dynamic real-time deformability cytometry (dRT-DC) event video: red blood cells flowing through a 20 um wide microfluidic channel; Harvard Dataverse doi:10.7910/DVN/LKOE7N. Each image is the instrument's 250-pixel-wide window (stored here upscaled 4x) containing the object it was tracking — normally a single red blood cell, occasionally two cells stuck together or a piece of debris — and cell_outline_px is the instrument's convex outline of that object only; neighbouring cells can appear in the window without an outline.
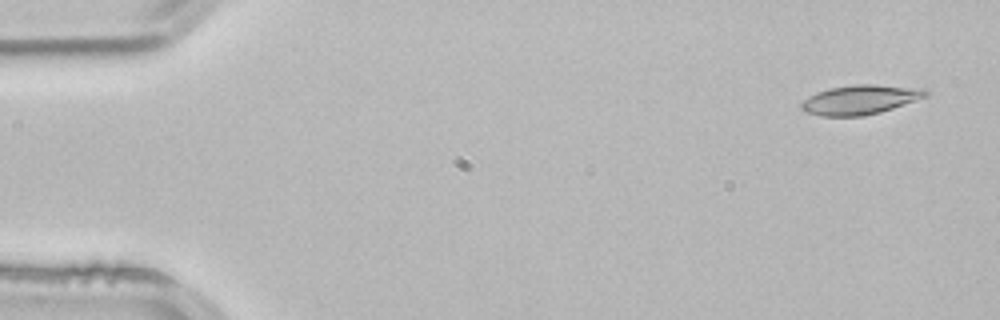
{"species": "common noctule bat (a hibernating species)", "species_latin": "Nyctalus noctula", "temperature_condition": "room temperature", "stored_images_in_passage": 3, "camera_frame_rate_fps": 3000, "um_per_image_px": 0.085, "animal": {"sex": "male", "body_mass_g": 21.5, "forearm_length_mm": 52.0}, "frame": {"image": 1, "passage_image": 1, "time_ms": 0.0, "image_size_px": [1000, 320], "cell_outline_px": [[928, 96], [880, 112], [860, 116], [820, 116], [804, 112], [800, 108], [800, 104], [808, 96], [816, 92], [828, 88], [856, 84], [876, 84], [924, 88], [928, 92]], "centroid_in_image_um": [73.08, 8.46], "position_along_channel_um": 11.9, "area_um2": 21.44}}